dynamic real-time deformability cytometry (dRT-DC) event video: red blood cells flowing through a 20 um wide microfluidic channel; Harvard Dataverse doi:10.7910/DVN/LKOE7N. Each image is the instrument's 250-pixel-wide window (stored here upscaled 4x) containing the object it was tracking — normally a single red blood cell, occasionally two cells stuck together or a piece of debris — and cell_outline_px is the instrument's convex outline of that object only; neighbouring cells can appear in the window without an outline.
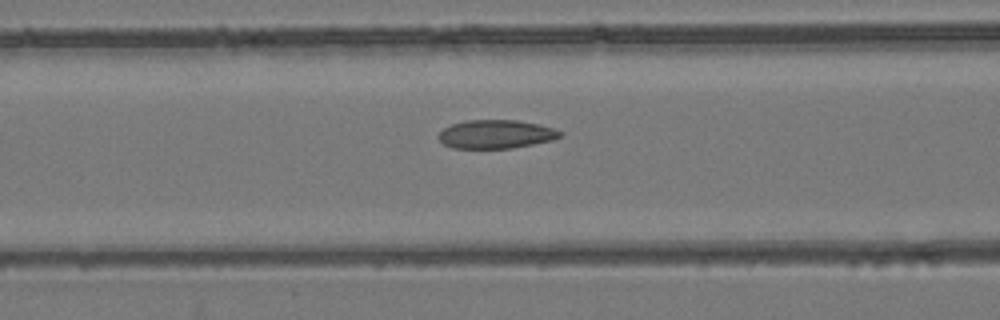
{"species": "common noctule bat (a hibernating species)", "species_latin": "Nyctalus noctula", "temperature_condition": "room temperature", "stored_images_in_passage": 40, "camera_frame_rate_fps": 3000, "um_per_image_px": 0.085, "animal": {"sex": "female", "body_mass_g": 24.6, "forearm_length_mm": 56.2}, "frame": {"image": 1, "passage_image": 9, "time_ms": 2.667, "image_size_px": [1000, 320], "cell_outline_px": [[564, 136], [552, 140], [512, 148], [452, 148], [444, 144], [436, 136], [444, 128], [452, 124], [464, 120], [516, 120], [536, 124], [552, 128], [564, 132]], "centroid_in_image_um": [42.15, 11.4], "position_along_channel_um": 124.5, "area_um2": 20.23}}
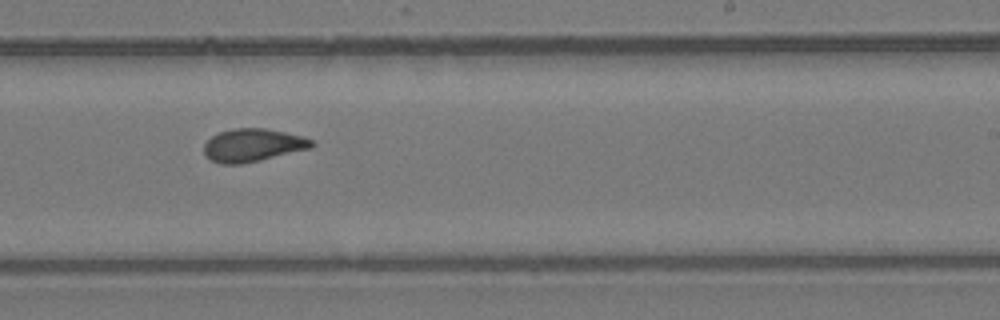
{"frame": {"image": 2, "passage_image": 20, "time_ms": 6.333, "image_size_px": [1000, 320], "cell_outline_px": [[316, 144], [312, 148], [260, 160], [240, 164], [220, 164], [212, 160], [204, 152], [204, 144], [212, 136], [220, 132], [232, 128], [268, 128], [300, 136], [312, 140]], "centroid_in_image_um": [21.5, 12.33], "position_along_channel_um": 267.5, "area_um2": 20.58}}
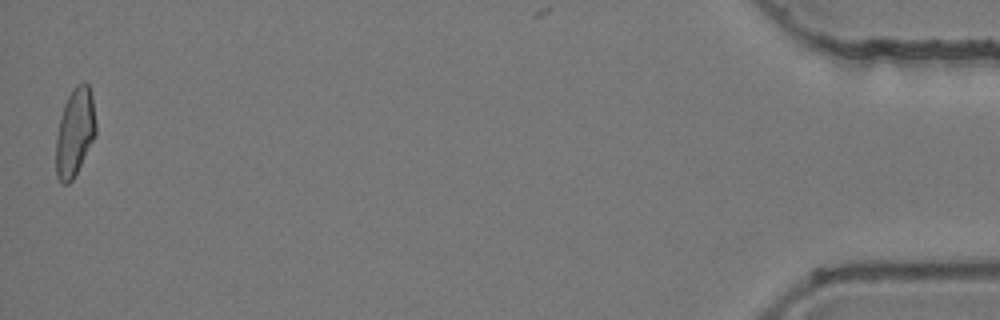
{"frame": {"image": 3, "passage_image": 40, "time_ms": 13.0, "image_size_px": [1000, 320], "cell_outline_px": [[96, 132], [72, 180], [68, 184], [60, 184], [56, 176], [56, 136], [60, 116], [64, 104], [72, 88], [76, 84], [84, 80], [88, 84], [92, 96], [96, 124]], "centroid_in_image_um": [6.34, 11.2], "position_along_channel_um": 428.9, "area_um2": 20.4}}